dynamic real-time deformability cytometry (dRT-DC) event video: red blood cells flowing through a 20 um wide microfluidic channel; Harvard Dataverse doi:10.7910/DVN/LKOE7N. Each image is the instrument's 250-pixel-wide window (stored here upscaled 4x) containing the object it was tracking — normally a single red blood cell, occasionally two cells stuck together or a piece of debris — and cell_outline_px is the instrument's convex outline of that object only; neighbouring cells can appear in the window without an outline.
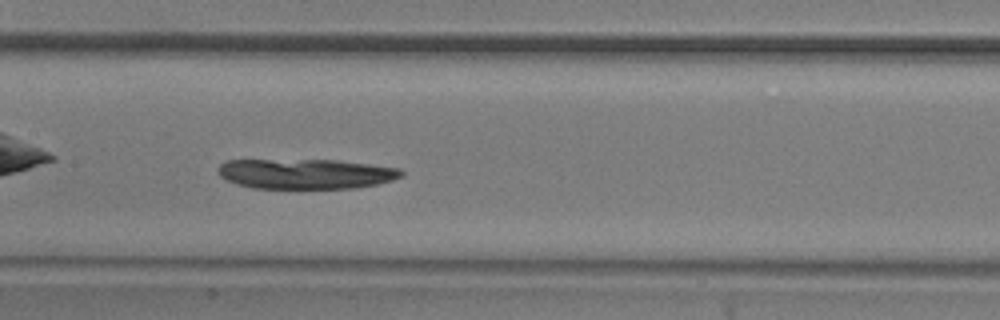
{"species": "common noctule bat (a hibernating species)", "species_latin": "Nyctalus noctula", "temperature_condition": "room temperature", "stored_images_in_passage": 38, "camera_frame_rate_fps": 3000, "um_per_image_px": 0.085, "animal": {"sex": "male", "body_mass_g": 20.5, "forearm_length_mm": 52.5}, "frame": {"image": 1, "passage_image": 11, "time_ms": 3.333, "image_size_px": [1000, 320], "cell_outline_px": [[404, 176], [392, 180], [376, 184], [352, 188], [252, 188], [236, 184], [220, 176], [216, 172], [216, 168], [220, 164], [228, 160], [336, 160], [400, 168], [404, 172]], "centroid_in_image_um": [25.96, 14.77], "position_along_channel_um": 181.4, "area_um2": 32.14}}
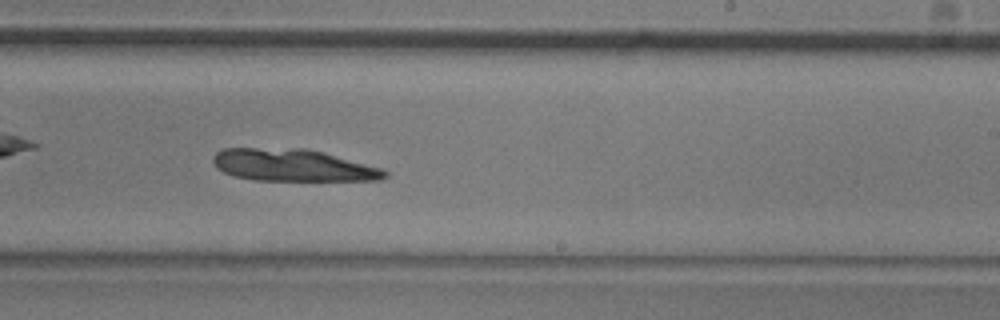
{"frame": {"image": 2, "passage_image": 18, "time_ms": 5.667, "image_size_px": [1000, 320], "cell_outline_px": [[388, 176], [380, 180], [256, 180], [236, 176], [224, 172], [216, 168], [212, 160], [212, 156], [216, 152], [224, 148], [304, 148], [384, 168], [388, 172]], "centroid_in_image_um": [24.88, 14.04], "position_along_channel_um": 264.1, "area_um2": 32.02}}
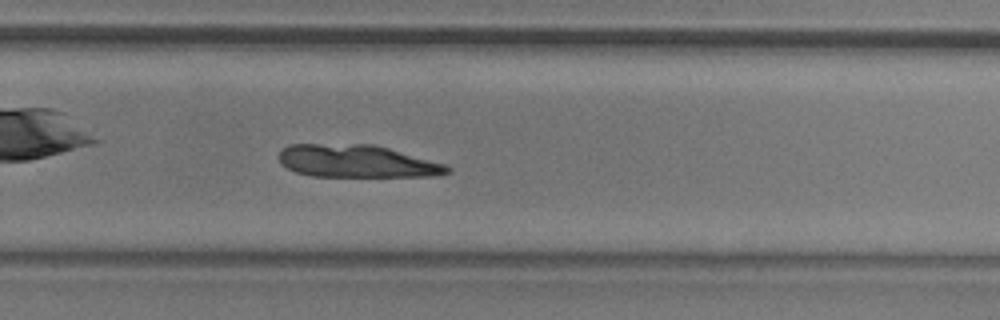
{"frame": {"image": 3, "passage_image": 21, "time_ms": 6.667, "image_size_px": [1000, 320], "cell_outline_px": [[452, 172], [436, 176], [312, 176], [296, 172], [280, 164], [280, 148], [288, 144], [372, 144], [388, 148], [444, 164], [452, 168]], "centroid_in_image_um": [30.31, 13.7], "position_along_channel_um": 299.5, "area_um2": 31.91}}